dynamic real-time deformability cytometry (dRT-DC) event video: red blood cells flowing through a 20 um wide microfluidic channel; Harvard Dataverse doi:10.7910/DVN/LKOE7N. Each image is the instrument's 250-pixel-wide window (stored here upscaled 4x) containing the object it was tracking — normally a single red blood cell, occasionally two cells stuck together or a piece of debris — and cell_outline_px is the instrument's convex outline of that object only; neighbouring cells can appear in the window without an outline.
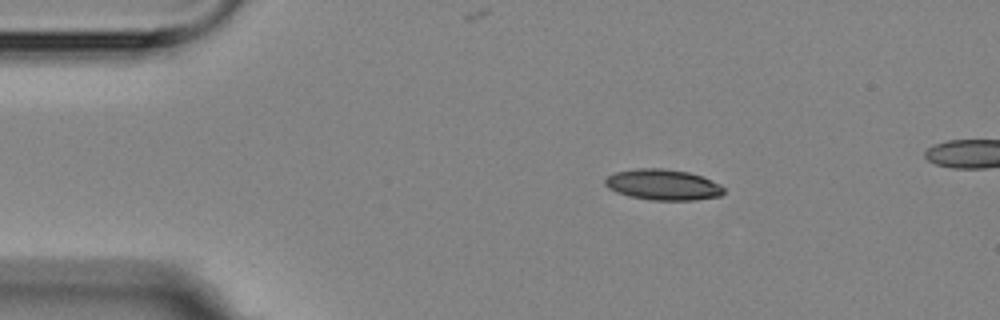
{"species": "Egyptian fruit bat (a non-hibernating species)", "species_latin": "Rousettus aegyptiacus", "temperature_condition": "room temperature", "stored_images_in_passage": 5, "camera_frame_rate_fps": 3000, "um_per_image_px": 0.085, "animal": {"sex": "female"}, "frame": {"image": 1, "passage_image": 2, "time_ms": 1.333, "image_size_px": [1000, 320], "cell_outline_px": [[724, 192], [720, 196], [696, 200], [648, 200], [628, 196], [616, 192], [608, 188], [604, 184], [604, 180], [608, 176], [616, 172], [640, 168], [660, 168], [688, 172], [712, 180], [720, 184], [724, 188]], "centroid_in_image_um": [56.34, 15.71], "position_along_channel_um": 28.7, "area_um2": 21.33}}
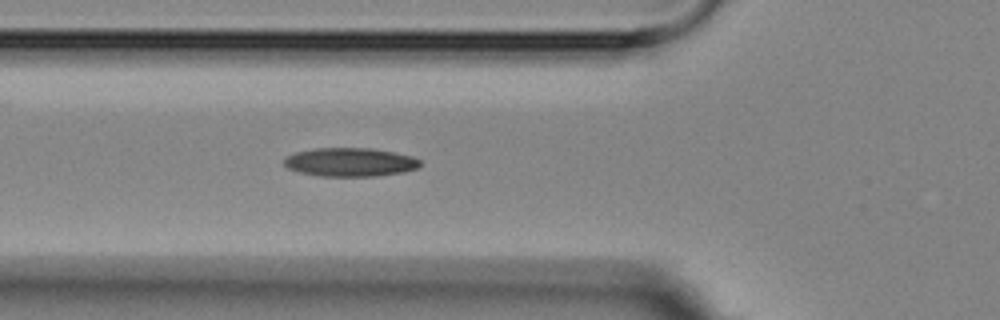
{"frame": {"image": 2, "passage_image": 5, "time_ms": 4.667, "image_size_px": [1000, 320], "cell_outline_px": [[420, 164], [416, 168], [404, 172], [376, 176], [320, 176], [300, 172], [288, 168], [284, 164], [284, 156], [296, 152], [316, 148], [372, 148], [412, 156], [420, 160]], "centroid_in_image_um": [29.74, 13.78], "position_along_channel_um": 96.1, "area_um2": 22.66}}